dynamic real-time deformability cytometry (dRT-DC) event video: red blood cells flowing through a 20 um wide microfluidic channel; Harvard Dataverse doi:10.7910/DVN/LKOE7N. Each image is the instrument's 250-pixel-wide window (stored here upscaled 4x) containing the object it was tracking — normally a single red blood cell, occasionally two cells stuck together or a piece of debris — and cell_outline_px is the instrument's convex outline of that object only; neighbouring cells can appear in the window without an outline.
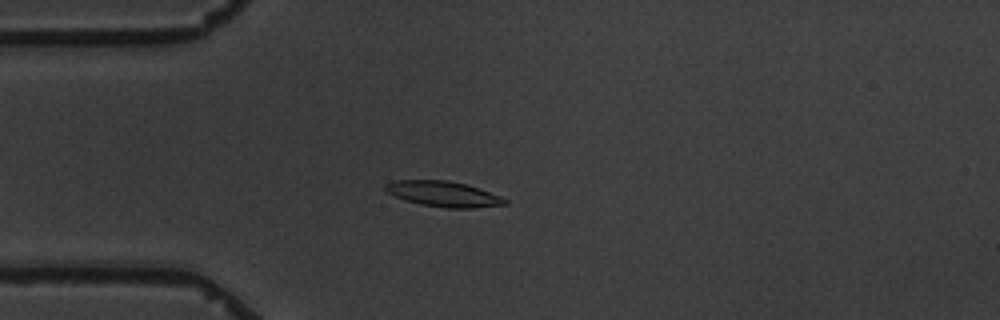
{"species": "common noctule bat (a hibernating species)", "species_latin": "Nyctalus noctula", "temperature_condition": "warm", "stored_images_in_passage": 5, "camera_frame_rate_fps": 3000, "um_per_image_px": 0.085, "animal": {"sex": "male", "body_mass_g": 19.5, "forearm_length_mm": 54.6}, "frame": {"image": 1, "passage_image": 5, "time_ms": 4.667, "image_size_px": [1000, 320], "cell_outline_px": [[508, 204], [472, 208], [444, 208], [420, 204], [404, 200], [388, 192], [384, 188], [384, 184], [392, 180], [448, 180], [468, 184], [480, 188], [500, 196], [508, 200]], "centroid_in_image_um": [37.7, 16.48], "position_along_channel_um": 47.3, "area_um2": 17.92}}